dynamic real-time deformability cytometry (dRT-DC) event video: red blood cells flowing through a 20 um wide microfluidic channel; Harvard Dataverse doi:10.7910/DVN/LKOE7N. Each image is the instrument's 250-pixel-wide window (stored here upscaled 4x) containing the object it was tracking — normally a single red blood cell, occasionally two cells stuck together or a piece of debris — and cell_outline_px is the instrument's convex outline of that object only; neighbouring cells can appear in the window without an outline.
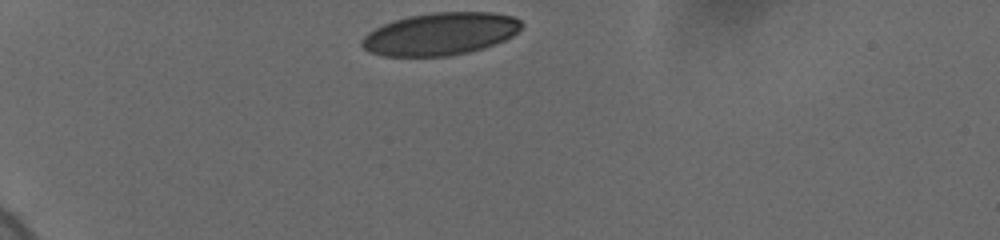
{"species": "human", "species_latin": "Homo sapiens", "temperature_condition": "cold", "stored_images_in_passage": 47, "camera_frame_rate_fps": 3000, "um_per_image_px": 0.085, "donor": {"sex": "female"}, "frame": {"image": 1, "passage_image": 1, "time_ms": 0.0, "image_size_px": [1000, 240], "cell_outline_px": [[524, 24], [512, 36], [504, 40], [468, 52], [444, 56], [384, 56], [368, 52], [360, 44], [360, 40], [368, 32], [384, 24], [408, 16], [432, 12], [492, 12], [512, 16], [520, 20]], "centroid_in_image_um": [37.4, 2.87], "position_along_channel_um": 47.6, "area_um2": 39.3}}
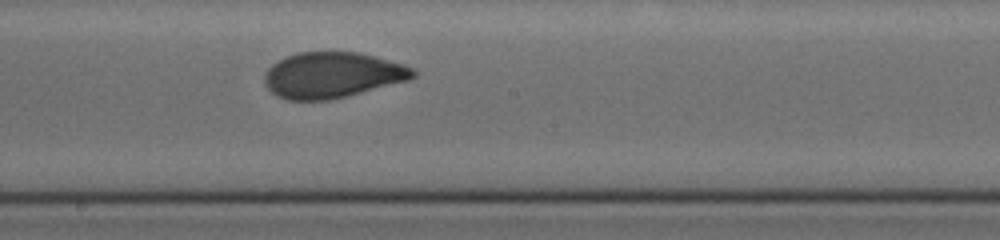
{"frame": {"image": 2, "passage_image": 29, "time_ms": 6.0, "image_size_px": [1000, 240], "cell_outline_px": [[416, 76], [408, 80], [328, 100], [288, 100], [276, 96], [264, 84], [264, 76], [268, 68], [272, 64], [296, 52], [360, 52], [404, 64], [412, 68], [416, 72]], "centroid_in_image_um": [28.22, 6.37], "position_along_channel_um": 220.0, "area_um2": 39.36}}
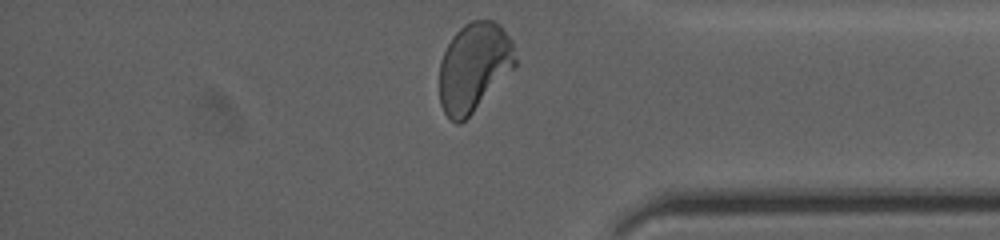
{"frame": {"image": 3, "passage_image": 46, "time_ms": 11.0, "image_size_px": [1000, 240], "cell_outline_px": [[516, 64], [472, 112], [460, 124], [456, 124], [444, 112], [440, 104], [440, 60], [452, 36], [464, 24], [472, 20], [492, 20], [500, 24], [512, 40], [516, 60]], "centroid_in_image_um": [40.27, 5.66], "position_along_channel_um": 394.9, "area_um2": 38.73}, "authors_computed_cell_mechanics": {"area_um2": 40.4022, "velocity_mm_per_s": 3.6588, "shape_relaxation_time_tau1_ms": 7.1529, "shape_relaxation_time_tau2_ms": null, "deformation_change_tau1": 0.1949, "deformation_change_tau2": null}}